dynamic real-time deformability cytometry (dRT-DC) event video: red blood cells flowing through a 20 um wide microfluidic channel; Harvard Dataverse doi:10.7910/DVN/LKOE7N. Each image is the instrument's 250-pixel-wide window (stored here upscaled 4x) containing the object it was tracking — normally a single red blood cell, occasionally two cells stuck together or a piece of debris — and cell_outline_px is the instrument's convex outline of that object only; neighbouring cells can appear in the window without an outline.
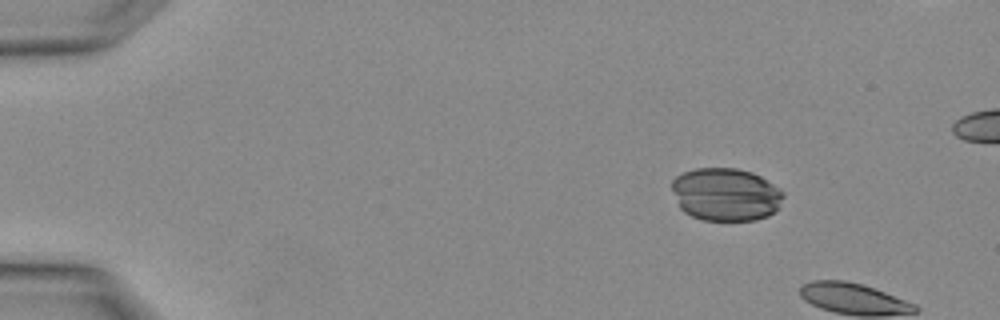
{"species": "Egyptian fruit bat (a non-hibernating species)", "species_latin": "Rousettus aegyptiacus", "temperature_condition": "warm", "stored_images_in_passage": 5, "camera_frame_rate_fps": 3000, "um_per_image_px": 0.085, "animal": {"sex": "female"}, "frame": {"image": 1, "passage_image": 1, "time_ms": 0.0, "image_size_px": [1000, 320], "cell_outline_px": [[784, 196], [776, 208], [768, 216], [756, 220], [704, 220], [692, 216], [684, 212], [680, 208], [672, 188], [672, 180], [676, 176], [684, 172], [696, 168], [736, 168], [752, 172], [760, 176], [780, 188], [784, 192]], "centroid_in_image_um": [61.68, 16.52], "position_along_channel_um": 23.3, "area_um2": 34.28}}